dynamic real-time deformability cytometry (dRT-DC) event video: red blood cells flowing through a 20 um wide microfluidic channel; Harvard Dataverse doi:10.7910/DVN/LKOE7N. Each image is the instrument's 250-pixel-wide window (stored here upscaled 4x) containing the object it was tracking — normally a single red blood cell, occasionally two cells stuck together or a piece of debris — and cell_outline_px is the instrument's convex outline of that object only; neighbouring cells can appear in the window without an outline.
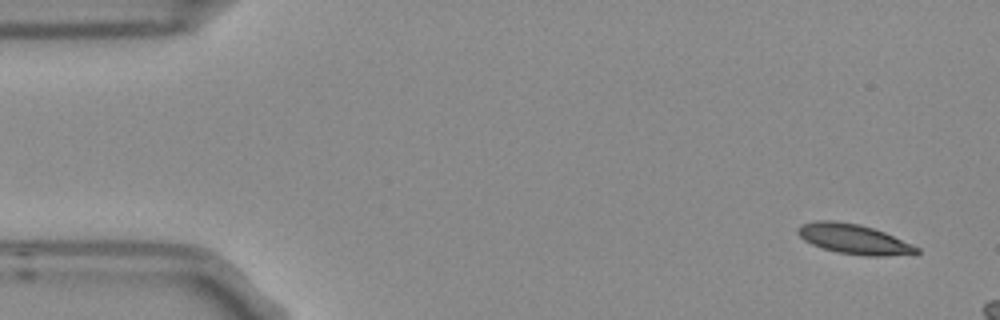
{"species": "Egyptian fruit bat (a non-hibernating species)", "species_latin": "Rousettus aegyptiacus", "temperature_condition": "room temperature", "stored_images_in_passage": 4, "camera_frame_rate_fps": 3000, "um_per_image_px": 0.085, "frame": {"image": 1, "passage_image": 1, "time_ms": 0.0, "image_size_px": [1000, 320], "cell_outline_px": [[920, 252], [916, 256], [864, 256], [836, 252], [812, 244], [804, 240], [796, 232], [796, 228], [800, 224], [816, 220], [836, 220], [860, 224], [884, 232], [920, 248]], "centroid_in_image_um": [72.61, 20.33], "position_along_channel_um": 12.4, "area_um2": 21.1}}